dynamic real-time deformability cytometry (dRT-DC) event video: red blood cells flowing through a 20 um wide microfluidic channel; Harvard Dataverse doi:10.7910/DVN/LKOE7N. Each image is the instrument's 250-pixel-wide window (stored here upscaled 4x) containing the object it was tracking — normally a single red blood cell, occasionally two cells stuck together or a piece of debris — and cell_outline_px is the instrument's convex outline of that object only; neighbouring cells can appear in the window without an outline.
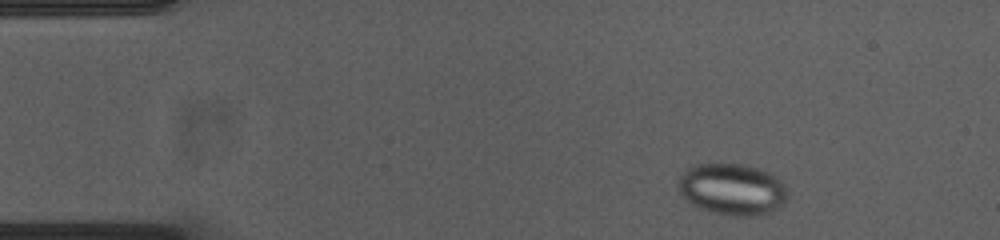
{"species": "common noctule bat (a hibernating species)", "species_latin": "Nyctalus noctula", "temperature_condition": "cold", "stored_images_in_passage": 50, "camera_frame_rate_fps": 3000, "um_per_image_px": 0.085, "animal": {"sex": "female", "body_mass_g": 23.0, "forearm_length_mm": 53.4}, "frame": {"image": 1, "passage_image": 3, "time_ms": 0.667, "image_size_px": [1000, 240], "cell_outline_px": [[788, 196], [784, 204], [768, 212], [748, 216], [732, 216], [700, 208], [692, 204], [680, 196], [680, 176], [688, 168], [696, 164], [744, 164], [768, 172], [776, 176], [784, 184]], "centroid_in_image_um": [62.25, 16.08], "position_along_channel_um": 22.8, "area_um2": 32.48}}
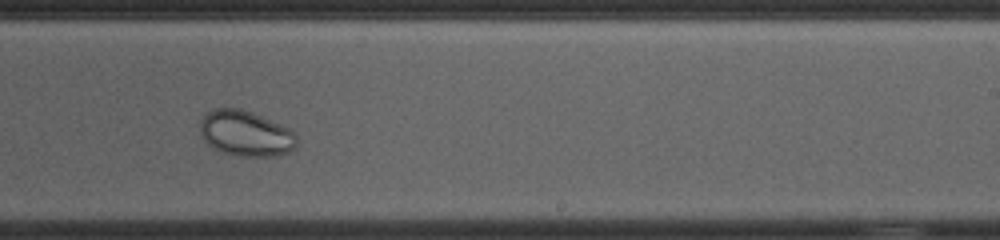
{"frame": {"image": 2, "passage_image": 29, "time_ms": 9.333, "image_size_px": [1000, 240], "cell_outline_px": [[296, 148], [288, 152], [276, 156], [240, 156], [220, 152], [212, 148], [200, 136], [200, 120], [208, 112], [216, 108], [240, 108], [252, 112], [280, 124], [288, 128], [296, 136]], "centroid_in_image_um": [20.85, 11.35], "position_along_channel_um": 268.1, "area_um2": 25.72}}
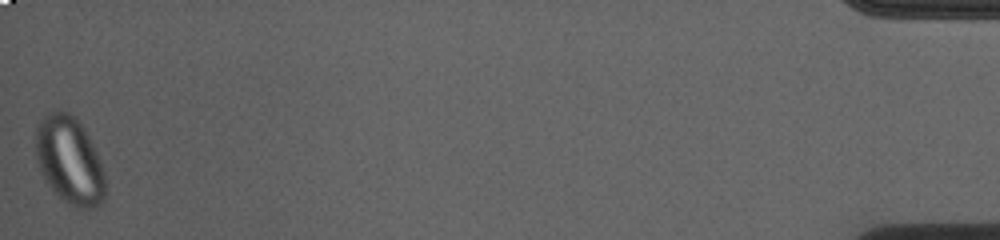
{"frame": {"image": 3, "passage_image": 50, "time_ms": 16.333, "image_size_px": [1000, 240], "cell_outline_px": [[104, 200], [100, 204], [88, 212], [76, 208], [68, 204], [48, 184], [40, 168], [36, 156], [36, 124], [48, 112], [68, 112], [84, 128], [100, 160], [104, 172]], "centroid_in_image_um": [5.92, 13.68], "position_along_channel_um": 429.3, "area_um2": 35.14}}